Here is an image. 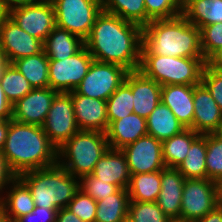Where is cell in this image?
Returning a JSON list of instances; mask_svg holds the SVG:
<instances>
[{
    "label": "cell",
    "instance_id": "36",
    "mask_svg": "<svg viewBox=\"0 0 222 222\" xmlns=\"http://www.w3.org/2000/svg\"><path fill=\"white\" fill-rule=\"evenodd\" d=\"M128 217L134 222H172L156 202H129Z\"/></svg>",
    "mask_w": 222,
    "mask_h": 222
},
{
    "label": "cell",
    "instance_id": "9",
    "mask_svg": "<svg viewBox=\"0 0 222 222\" xmlns=\"http://www.w3.org/2000/svg\"><path fill=\"white\" fill-rule=\"evenodd\" d=\"M128 72L120 65L93 60L75 91L83 96L106 101L125 81Z\"/></svg>",
    "mask_w": 222,
    "mask_h": 222
},
{
    "label": "cell",
    "instance_id": "31",
    "mask_svg": "<svg viewBox=\"0 0 222 222\" xmlns=\"http://www.w3.org/2000/svg\"><path fill=\"white\" fill-rule=\"evenodd\" d=\"M191 128L162 142L163 161L166 167L177 168L186 158L192 142L199 136Z\"/></svg>",
    "mask_w": 222,
    "mask_h": 222
},
{
    "label": "cell",
    "instance_id": "42",
    "mask_svg": "<svg viewBox=\"0 0 222 222\" xmlns=\"http://www.w3.org/2000/svg\"><path fill=\"white\" fill-rule=\"evenodd\" d=\"M58 209H49L35 206L34 210L22 215L14 222H56Z\"/></svg>",
    "mask_w": 222,
    "mask_h": 222
},
{
    "label": "cell",
    "instance_id": "41",
    "mask_svg": "<svg viewBox=\"0 0 222 222\" xmlns=\"http://www.w3.org/2000/svg\"><path fill=\"white\" fill-rule=\"evenodd\" d=\"M201 82L209 90L222 111V71L214 70L205 65Z\"/></svg>",
    "mask_w": 222,
    "mask_h": 222
},
{
    "label": "cell",
    "instance_id": "5",
    "mask_svg": "<svg viewBox=\"0 0 222 222\" xmlns=\"http://www.w3.org/2000/svg\"><path fill=\"white\" fill-rule=\"evenodd\" d=\"M109 149L106 133L79 130L57 150V163L71 175L91 174L96 163Z\"/></svg>",
    "mask_w": 222,
    "mask_h": 222
},
{
    "label": "cell",
    "instance_id": "52",
    "mask_svg": "<svg viewBox=\"0 0 222 222\" xmlns=\"http://www.w3.org/2000/svg\"><path fill=\"white\" fill-rule=\"evenodd\" d=\"M6 15V9L5 7L2 5L1 1H0V22L2 20V18Z\"/></svg>",
    "mask_w": 222,
    "mask_h": 222
},
{
    "label": "cell",
    "instance_id": "47",
    "mask_svg": "<svg viewBox=\"0 0 222 222\" xmlns=\"http://www.w3.org/2000/svg\"><path fill=\"white\" fill-rule=\"evenodd\" d=\"M195 222H222V211L217 206L214 210Z\"/></svg>",
    "mask_w": 222,
    "mask_h": 222
},
{
    "label": "cell",
    "instance_id": "25",
    "mask_svg": "<svg viewBox=\"0 0 222 222\" xmlns=\"http://www.w3.org/2000/svg\"><path fill=\"white\" fill-rule=\"evenodd\" d=\"M84 45L79 36L56 26L43 43V50L49 60H63L77 53Z\"/></svg>",
    "mask_w": 222,
    "mask_h": 222
},
{
    "label": "cell",
    "instance_id": "35",
    "mask_svg": "<svg viewBox=\"0 0 222 222\" xmlns=\"http://www.w3.org/2000/svg\"><path fill=\"white\" fill-rule=\"evenodd\" d=\"M207 179L219 182L222 179V134H206Z\"/></svg>",
    "mask_w": 222,
    "mask_h": 222
},
{
    "label": "cell",
    "instance_id": "46",
    "mask_svg": "<svg viewBox=\"0 0 222 222\" xmlns=\"http://www.w3.org/2000/svg\"><path fill=\"white\" fill-rule=\"evenodd\" d=\"M56 222H85L79 219L75 214L70 212L67 208H61L56 215Z\"/></svg>",
    "mask_w": 222,
    "mask_h": 222
},
{
    "label": "cell",
    "instance_id": "13",
    "mask_svg": "<svg viewBox=\"0 0 222 222\" xmlns=\"http://www.w3.org/2000/svg\"><path fill=\"white\" fill-rule=\"evenodd\" d=\"M121 150L126 156L130 175L153 173L166 167L162 142L151 135L140 137Z\"/></svg>",
    "mask_w": 222,
    "mask_h": 222
},
{
    "label": "cell",
    "instance_id": "32",
    "mask_svg": "<svg viewBox=\"0 0 222 222\" xmlns=\"http://www.w3.org/2000/svg\"><path fill=\"white\" fill-rule=\"evenodd\" d=\"M102 10L138 24L142 28L147 25L144 0H102Z\"/></svg>",
    "mask_w": 222,
    "mask_h": 222
},
{
    "label": "cell",
    "instance_id": "26",
    "mask_svg": "<svg viewBox=\"0 0 222 222\" xmlns=\"http://www.w3.org/2000/svg\"><path fill=\"white\" fill-rule=\"evenodd\" d=\"M182 15L197 28L222 22V0H183Z\"/></svg>",
    "mask_w": 222,
    "mask_h": 222
},
{
    "label": "cell",
    "instance_id": "8",
    "mask_svg": "<svg viewBox=\"0 0 222 222\" xmlns=\"http://www.w3.org/2000/svg\"><path fill=\"white\" fill-rule=\"evenodd\" d=\"M217 182L209 179H185L180 221L195 222L218 206Z\"/></svg>",
    "mask_w": 222,
    "mask_h": 222
},
{
    "label": "cell",
    "instance_id": "10",
    "mask_svg": "<svg viewBox=\"0 0 222 222\" xmlns=\"http://www.w3.org/2000/svg\"><path fill=\"white\" fill-rule=\"evenodd\" d=\"M94 58L84 45L63 60H49V87L58 92L74 91L88 72Z\"/></svg>",
    "mask_w": 222,
    "mask_h": 222
},
{
    "label": "cell",
    "instance_id": "21",
    "mask_svg": "<svg viewBox=\"0 0 222 222\" xmlns=\"http://www.w3.org/2000/svg\"><path fill=\"white\" fill-rule=\"evenodd\" d=\"M145 135H147L146 119L135 113L112 121L106 131L109 148L120 150Z\"/></svg>",
    "mask_w": 222,
    "mask_h": 222
},
{
    "label": "cell",
    "instance_id": "6",
    "mask_svg": "<svg viewBox=\"0 0 222 222\" xmlns=\"http://www.w3.org/2000/svg\"><path fill=\"white\" fill-rule=\"evenodd\" d=\"M205 65L204 58L141 54L138 70L161 86L174 84L195 86L201 83Z\"/></svg>",
    "mask_w": 222,
    "mask_h": 222
},
{
    "label": "cell",
    "instance_id": "24",
    "mask_svg": "<svg viewBox=\"0 0 222 222\" xmlns=\"http://www.w3.org/2000/svg\"><path fill=\"white\" fill-rule=\"evenodd\" d=\"M147 134L163 142L181 133L185 126L175 117L171 109L160 102L146 118Z\"/></svg>",
    "mask_w": 222,
    "mask_h": 222
},
{
    "label": "cell",
    "instance_id": "17",
    "mask_svg": "<svg viewBox=\"0 0 222 222\" xmlns=\"http://www.w3.org/2000/svg\"><path fill=\"white\" fill-rule=\"evenodd\" d=\"M75 120L79 130L106 133L109 122L105 100L95 99L71 91Z\"/></svg>",
    "mask_w": 222,
    "mask_h": 222
},
{
    "label": "cell",
    "instance_id": "43",
    "mask_svg": "<svg viewBox=\"0 0 222 222\" xmlns=\"http://www.w3.org/2000/svg\"><path fill=\"white\" fill-rule=\"evenodd\" d=\"M17 177V175L10 169L5 156L2 151H0V198L3 196V193L6 188L11 184V182Z\"/></svg>",
    "mask_w": 222,
    "mask_h": 222
},
{
    "label": "cell",
    "instance_id": "37",
    "mask_svg": "<svg viewBox=\"0 0 222 222\" xmlns=\"http://www.w3.org/2000/svg\"><path fill=\"white\" fill-rule=\"evenodd\" d=\"M147 24L152 20L168 19L182 14L183 0H144Z\"/></svg>",
    "mask_w": 222,
    "mask_h": 222
},
{
    "label": "cell",
    "instance_id": "53",
    "mask_svg": "<svg viewBox=\"0 0 222 222\" xmlns=\"http://www.w3.org/2000/svg\"><path fill=\"white\" fill-rule=\"evenodd\" d=\"M217 185H218V195H219L218 200H222V179L217 183Z\"/></svg>",
    "mask_w": 222,
    "mask_h": 222
},
{
    "label": "cell",
    "instance_id": "7",
    "mask_svg": "<svg viewBox=\"0 0 222 222\" xmlns=\"http://www.w3.org/2000/svg\"><path fill=\"white\" fill-rule=\"evenodd\" d=\"M56 26L86 40L97 15L102 11V0H51Z\"/></svg>",
    "mask_w": 222,
    "mask_h": 222
},
{
    "label": "cell",
    "instance_id": "27",
    "mask_svg": "<svg viewBox=\"0 0 222 222\" xmlns=\"http://www.w3.org/2000/svg\"><path fill=\"white\" fill-rule=\"evenodd\" d=\"M11 64L23 74L33 88L49 87V58L44 50L39 54L17 59Z\"/></svg>",
    "mask_w": 222,
    "mask_h": 222
},
{
    "label": "cell",
    "instance_id": "19",
    "mask_svg": "<svg viewBox=\"0 0 222 222\" xmlns=\"http://www.w3.org/2000/svg\"><path fill=\"white\" fill-rule=\"evenodd\" d=\"M185 177L177 168L164 167L161 170V191L156 203L172 221H180V211Z\"/></svg>",
    "mask_w": 222,
    "mask_h": 222
},
{
    "label": "cell",
    "instance_id": "38",
    "mask_svg": "<svg viewBox=\"0 0 222 222\" xmlns=\"http://www.w3.org/2000/svg\"><path fill=\"white\" fill-rule=\"evenodd\" d=\"M67 209L85 222H95L97 202L79 189Z\"/></svg>",
    "mask_w": 222,
    "mask_h": 222
},
{
    "label": "cell",
    "instance_id": "1",
    "mask_svg": "<svg viewBox=\"0 0 222 222\" xmlns=\"http://www.w3.org/2000/svg\"><path fill=\"white\" fill-rule=\"evenodd\" d=\"M94 60L130 71L140 66L142 27L102 10L84 41Z\"/></svg>",
    "mask_w": 222,
    "mask_h": 222
},
{
    "label": "cell",
    "instance_id": "20",
    "mask_svg": "<svg viewBox=\"0 0 222 222\" xmlns=\"http://www.w3.org/2000/svg\"><path fill=\"white\" fill-rule=\"evenodd\" d=\"M99 181L127 189L130 183V172L125 154L120 149L109 148L96 163L91 173Z\"/></svg>",
    "mask_w": 222,
    "mask_h": 222
},
{
    "label": "cell",
    "instance_id": "51",
    "mask_svg": "<svg viewBox=\"0 0 222 222\" xmlns=\"http://www.w3.org/2000/svg\"><path fill=\"white\" fill-rule=\"evenodd\" d=\"M0 222H9L3 208L0 206Z\"/></svg>",
    "mask_w": 222,
    "mask_h": 222
},
{
    "label": "cell",
    "instance_id": "12",
    "mask_svg": "<svg viewBox=\"0 0 222 222\" xmlns=\"http://www.w3.org/2000/svg\"><path fill=\"white\" fill-rule=\"evenodd\" d=\"M42 129L57 149L79 131L71 92H59L55 96Z\"/></svg>",
    "mask_w": 222,
    "mask_h": 222
},
{
    "label": "cell",
    "instance_id": "3",
    "mask_svg": "<svg viewBox=\"0 0 222 222\" xmlns=\"http://www.w3.org/2000/svg\"><path fill=\"white\" fill-rule=\"evenodd\" d=\"M141 54L204 58L200 29L182 14L168 19L152 20L142 28Z\"/></svg>",
    "mask_w": 222,
    "mask_h": 222
},
{
    "label": "cell",
    "instance_id": "30",
    "mask_svg": "<svg viewBox=\"0 0 222 222\" xmlns=\"http://www.w3.org/2000/svg\"><path fill=\"white\" fill-rule=\"evenodd\" d=\"M128 189H119L106 199L97 201L95 222H123L128 216Z\"/></svg>",
    "mask_w": 222,
    "mask_h": 222
},
{
    "label": "cell",
    "instance_id": "45",
    "mask_svg": "<svg viewBox=\"0 0 222 222\" xmlns=\"http://www.w3.org/2000/svg\"><path fill=\"white\" fill-rule=\"evenodd\" d=\"M206 65L214 70L222 71V47L206 60Z\"/></svg>",
    "mask_w": 222,
    "mask_h": 222
},
{
    "label": "cell",
    "instance_id": "16",
    "mask_svg": "<svg viewBox=\"0 0 222 222\" xmlns=\"http://www.w3.org/2000/svg\"><path fill=\"white\" fill-rule=\"evenodd\" d=\"M193 102L194 118L190 128L202 135L220 133L222 111L202 82L193 86Z\"/></svg>",
    "mask_w": 222,
    "mask_h": 222
},
{
    "label": "cell",
    "instance_id": "40",
    "mask_svg": "<svg viewBox=\"0 0 222 222\" xmlns=\"http://www.w3.org/2000/svg\"><path fill=\"white\" fill-rule=\"evenodd\" d=\"M199 29L203 57L207 60L216 50L222 47V22L207 25Z\"/></svg>",
    "mask_w": 222,
    "mask_h": 222
},
{
    "label": "cell",
    "instance_id": "48",
    "mask_svg": "<svg viewBox=\"0 0 222 222\" xmlns=\"http://www.w3.org/2000/svg\"><path fill=\"white\" fill-rule=\"evenodd\" d=\"M0 1L7 11L9 8L17 5L40 3L45 0H0Z\"/></svg>",
    "mask_w": 222,
    "mask_h": 222
},
{
    "label": "cell",
    "instance_id": "4",
    "mask_svg": "<svg viewBox=\"0 0 222 222\" xmlns=\"http://www.w3.org/2000/svg\"><path fill=\"white\" fill-rule=\"evenodd\" d=\"M18 177L29 188L35 206L41 208H67L80 189V178L71 175L58 163L23 172Z\"/></svg>",
    "mask_w": 222,
    "mask_h": 222
},
{
    "label": "cell",
    "instance_id": "54",
    "mask_svg": "<svg viewBox=\"0 0 222 222\" xmlns=\"http://www.w3.org/2000/svg\"><path fill=\"white\" fill-rule=\"evenodd\" d=\"M123 222H134V221L127 216V217L123 220Z\"/></svg>",
    "mask_w": 222,
    "mask_h": 222
},
{
    "label": "cell",
    "instance_id": "39",
    "mask_svg": "<svg viewBox=\"0 0 222 222\" xmlns=\"http://www.w3.org/2000/svg\"><path fill=\"white\" fill-rule=\"evenodd\" d=\"M80 189L97 202L116 193L120 188L117 185L99 181L92 174H88L80 178Z\"/></svg>",
    "mask_w": 222,
    "mask_h": 222
},
{
    "label": "cell",
    "instance_id": "23",
    "mask_svg": "<svg viewBox=\"0 0 222 222\" xmlns=\"http://www.w3.org/2000/svg\"><path fill=\"white\" fill-rule=\"evenodd\" d=\"M5 197L0 198V206L3 208L9 221L14 222L22 215L32 212L35 202L27 185L17 176L8 186Z\"/></svg>",
    "mask_w": 222,
    "mask_h": 222
},
{
    "label": "cell",
    "instance_id": "28",
    "mask_svg": "<svg viewBox=\"0 0 222 222\" xmlns=\"http://www.w3.org/2000/svg\"><path fill=\"white\" fill-rule=\"evenodd\" d=\"M206 153V134H200L177 169L186 179H207Z\"/></svg>",
    "mask_w": 222,
    "mask_h": 222
},
{
    "label": "cell",
    "instance_id": "49",
    "mask_svg": "<svg viewBox=\"0 0 222 222\" xmlns=\"http://www.w3.org/2000/svg\"><path fill=\"white\" fill-rule=\"evenodd\" d=\"M8 127H9V120L0 116V151L3 150Z\"/></svg>",
    "mask_w": 222,
    "mask_h": 222
},
{
    "label": "cell",
    "instance_id": "50",
    "mask_svg": "<svg viewBox=\"0 0 222 222\" xmlns=\"http://www.w3.org/2000/svg\"><path fill=\"white\" fill-rule=\"evenodd\" d=\"M9 64H10V62L7 58V55L0 48V76L2 75V72Z\"/></svg>",
    "mask_w": 222,
    "mask_h": 222
},
{
    "label": "cell",
    "instance_id": "14",
    "mask_svg": "<svg viewBox=\"0 0 222 222\" xmlns=\"http://www.w3.org/2000/svg\"><path fill=\"white\" fill-rule=\"evenodd\" d=\"M0 48L11 64L17 59L42 52L43 42L21 29L6 14L0 22Z\"/></svg>",
    "mask_w": 222,
    "mask_h": 222
},
{
    "label": "cell",
    "instance_id": "15",
    "mask_svg": "<svg viewBox=\"0 0 222 222\" xmlns=\"http://www.w3.org/2000/svg\"><path fill=\"white\" fill-rule=\"evenodd\" d=\"M58 93L50 87L33 88L12 105V119L20 123L42 126Z\"/></svg>",
    "mask_w": 222,
    "mask_h": 222
},
{
    "label": "cell",
    "instance_id": "44",
    "mask_svg": "<svg viewBox=\"0 0 222 222\" xmlns=\"http://www.w3.org/2000/svg\"><path fill=\"white\" fill-rule=\"evenodd\" d=\"M0 116L8 120L12 119V104L6 99L1 83H0Z\"/></svg>",
    "mask_w": 222,
    "mask_h": 222
},
{
    "label": "cell",
    "instance_id": "18",
    "mask_svg": "<svg viewBox=\"0 0 222 222\" xmlns=\"http://www.w3.org/2000/svg\"><path fill=\"white\" fill-rule=\"evenodd\" d=\"M124 82L133 93V113L146 119L161 102L162 86L139 70L128 72Z\"/></svg>",
    "mask_w": 222,
    "mask_h": 222
},
{
    "label": "cell",
    "instance_id": "55",
    "mask_svg": "<svg viewBox=\"0 0 222 222\" xmlns=\"http://www.w3.org/2000/svg\"><path fill=\"white\" fill-rule=\"evenodd\" d=\"M218 207L222 211V200H218Z\"/></svg>",
    "mask_w": 222,
    "mask_h": 222
},
{
    "label": "cell",
    "instance_id": "2",
    "mask_svg": "<svg viewBox=\"0 0 222 222\" xmlns=\"http://www.w3.org/2000/svg\"><path fill=\"white\" fill-rule=\"evenodd\" d=\"M57 150L42 126L9 120L2 153L17 176L29 170L56 165Z\"/></svg>",
    "mask_w": 222,
    "mask_h": 222
},
{
    "label": "cell",
    "instance_id": "11",
    "mask_svg": "<svg viewBox=\"0 0 222 222\" xmlns=\"http://www.w3.org/2000/svg\"><path fill=\"white\" fill-rule=\"evenodd\" d=\"M6 14L21 29L43 43L49 33L56 27L55 10L51 0L17 5L9 8Z\"/></svg>",
    "mask_w": 222,
    "mask_h": 222
},
{
    "label": "cell",
    "instance_id": "29",
    "mask_svg": "<svg viewBox=\"0 0 222 222\" xmlns=\"http://www.w3.org/2000/svg\"><path fill=\"white\" fill-rule=\"evenodd\" d=\"M127 189L130 201L156 202L161 191V171L131 175Z\"/></svg>",
    "mask_w": 222,
    "mask_h": 222
},
{
    "label": "cell",
    "instance_id": "33",
    "mask_svg": "<svg viewBox=\"0 0 222 222\" xmlns=\"http://www.w3.org/2000/svg\"><path fill=\"white\" fill-rule=\"evenodd\" d=\"M0 83L6 99L12 105L33 89L29 81L12 64H9L2 72Z\"/></svg>",
    "mask_w": 222,
    "mask_h": 222
},
{
    "label": "cell",
    "instance_id": "34",
    "mask_svg": "<svg viewBox=\"0 0 222 222\" xmlns=\"http://www.w3.org/2000/svg\"><path fill=\"white\" fill-rule=\"evenodd\" d=\"M106 104L109 124L133 113V93L131 88L123 82L106 100Z\"/></svg>",
    "mask_w": 222,
    "mask_h": 222
},
{
    "label": "cell",
    "instance_id": "22",
    "mask_svg": "<svg viewBox=\"0 0 222 222\" xmlns=\"http://www.w3.org/2000/svg\"><path fill=\"white\" fill-rule=\"evenodd\" d=\"M161 102L171 109L172 113L185 128H190L193 125V86L180 84L164 85L161 89Z\"/></svg>",
    "mask_w": 222,
    "mask_h": 222
}]
</instances>
